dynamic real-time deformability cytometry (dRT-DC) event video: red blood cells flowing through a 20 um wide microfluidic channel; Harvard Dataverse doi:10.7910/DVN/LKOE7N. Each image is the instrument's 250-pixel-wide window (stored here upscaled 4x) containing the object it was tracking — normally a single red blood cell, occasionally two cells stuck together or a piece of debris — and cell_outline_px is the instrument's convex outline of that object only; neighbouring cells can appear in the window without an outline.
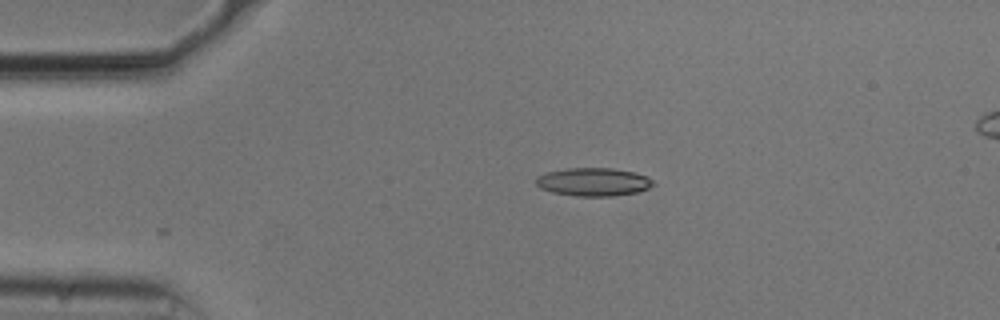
{"species": "common noctule bat (a hibernating species)", "species_latin": "Nyctalus noctula", "temperature_condition": "cold", "stored_images_in_passage": 28, "camera_frame_rate_fps": 3000, "um_per_image_px": 0.085, "animal": {"sex": "male", "body_mass_g": 20.5, "forearm_length_mm": 52.5}, "frame": {"image": 1, "passage_image": 1, "time_ms": 0.0, "image_size_px": [1000, 320], "cell_outline_px": [[656, 184], [648, 188], [636, 192], [612, 196], [576, 196], [552, 192], [540, 188], [536, 184], [536, 176], [548, 172], [568, 168], [612, 168], [636, 172], [648, 176]], "centroid_in_image_um": [50.46, 15.46], "position_along_channel_um": 34.5, "area_um2": 19.31}}
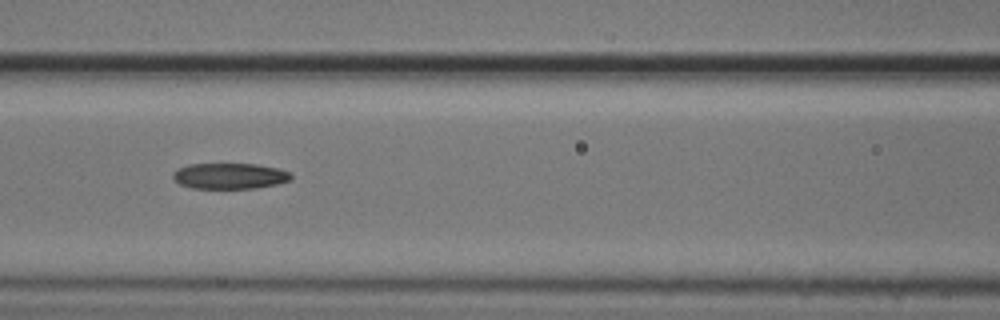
{"frame": {"image": 2, "passage_image": 13, "time_ms": 4.0, "image_size_px": [1000, 320], "cell_outline_px": [[292, 180], [276, 184], [256, 188], [192, 188], [180, 184], [172, 176], [172, 172], [176, 168], [188, 164], [256, 164], [280, 168], [292, 172]], "centroid_in_image_um": [19.55, 14.95], "position_along_channel_um": 147.1, "area_um2": 17.98}}
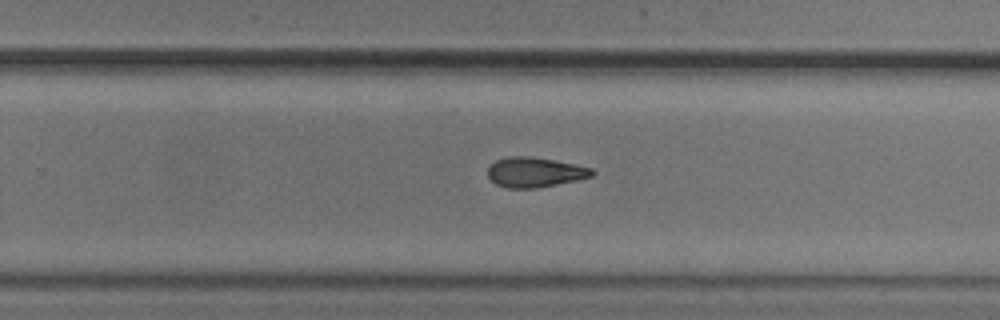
{"frame": {"image": 3, "passage_image": 24, "time_ms": 7.667, "image_size_px": [1000, 320], "cell_outline_px": [[596, 172], [592, 176], [576, 180], [536, 188], [508, 188], [496, 184], [488, 176], [488, 168], [496, 160], [508, 156], [528, 156], [552, 160], [592, 168]], "centroid_in_image_um": [45.45, 14.64], "position_along_channel_um": 284.4, "area_um2": 17.92}, "authors_computed_cell_mechanics": {"area_um2": 18.5827, "velocity_mm_per_s": 3.7477, "shape_relaxation_time_tau1_ms": null, "shape_relaxation_time_tau2_ms": 6.0456, "deformation_change_tau1": null, "deformation_change_tau2": 0.1631}}